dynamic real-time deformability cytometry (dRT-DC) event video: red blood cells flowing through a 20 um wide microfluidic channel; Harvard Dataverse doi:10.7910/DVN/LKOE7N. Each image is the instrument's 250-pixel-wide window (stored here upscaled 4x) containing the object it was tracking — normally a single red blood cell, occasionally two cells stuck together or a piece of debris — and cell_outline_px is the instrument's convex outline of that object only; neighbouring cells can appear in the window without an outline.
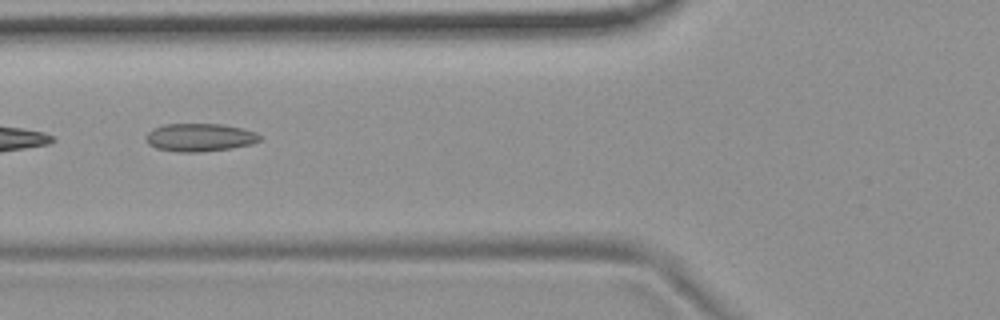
{"species": "common noctule bat (a hibernating species)", "species_latin": "Nyctalus noctula", "temperature_condition": "room temperature", "stored_images_in_passage": 10, "camera_frame_rate_fps": 3000, "um_per_image_px": 0.085, "animal": {"sex": "female", "body_mass_g": 19.9}, "frame": {"image": 1, "passage_image": 5, "time_ms": 5.0, "image_size_px": [1000, 320], "cell_outline_px": [[260, 140], [252, 144], [232, 148], [204, 152], [176, 152], [156, 148], [148, 144], [144, 136], [148, 132], [164, 124], [224, 124], [244, 128], [256, 132], [260, 136]], "centroid_in_image_um": [16.99, 11.68], "position_along_channel_um": 108.8, "area_um2": 18.79}}
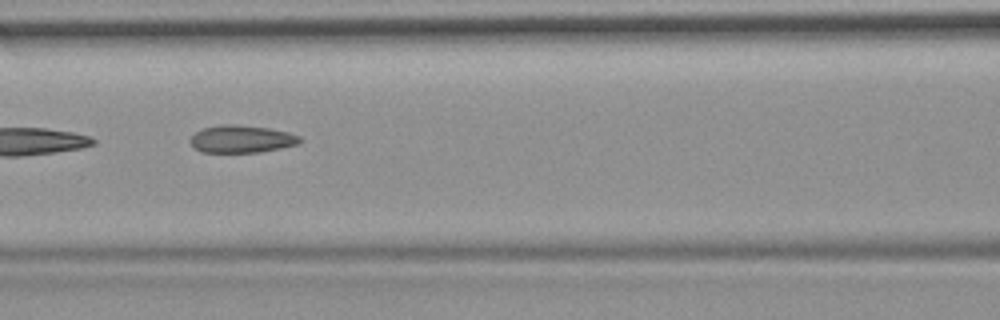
{"frame": {"image": 2, "passage_image": 6, "time_ms": 6.0, "image_size_px": [1000, 320], "cell_outline_px": [[304, 140], [300, 144], [260, 152], [200, 152], [188, 140], [196, 132], [204, 128], [220, 124], [232, 124], [268, 128], [288, 132], [300, 136]], "centroid_in_image_um": [20.56, 11.82], "position_along_channel_um": 146.0, "area_um2": 17.57}}
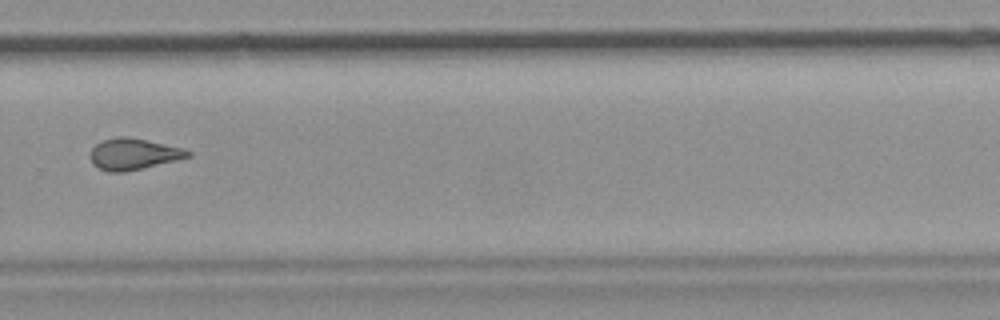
{"frame": {"image": 3, "passage_image": 10, "time_ms": 10.667, "image_size_px": [1000, 320], "cell_outline_px": [[192, 156], [124, 172], [108, 172], [92, 164], [88, 156], [88, 152], [96, 144], [104, 140], [120, 136], [124, 136], [144, 140], [180, 148], [192, 152]], "centroid_in_image_um": [11.26, 13.1], "position_along_channel_um": 318.5, "area_um2": 17.46}}